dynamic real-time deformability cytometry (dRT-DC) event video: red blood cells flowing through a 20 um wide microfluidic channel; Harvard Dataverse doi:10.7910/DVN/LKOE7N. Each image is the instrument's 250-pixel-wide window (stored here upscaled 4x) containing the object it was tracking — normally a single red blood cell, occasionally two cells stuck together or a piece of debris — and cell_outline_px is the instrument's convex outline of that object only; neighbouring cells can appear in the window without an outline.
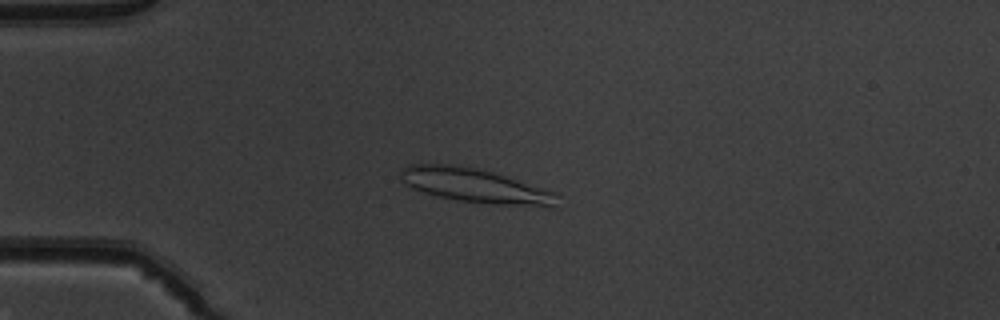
{"species": "common noctule bat (a hibernating species)", "species_latin": "Nyctalus noctula", "temperature_condition": "warm", "stored_images_in_passage": 49, "camera_frame_rate_fps": 3000, "um_per_image_px": 0.085, "animal": {"sex": "male", "body_mass_g": 19.5, "forearm_length_mm": 54.6}, "frame": {"image": 1, "passage_image": 12, "time_ms": 3.667, "image_size_px": [1000, 320], "cell_outline_px": [[560, 196], [556, 208], [492, 204], [456, 200], [424, 192], [412, 188], [400, 180], [400, 168], [412, 164], [456, 164], [476, 168], [492, 172], [544, 188], [556, 192]], "centroid_in_image_um": [40.44, 15.79], "position_along_channel_um": 44.6, "area_um2": 31.5}}
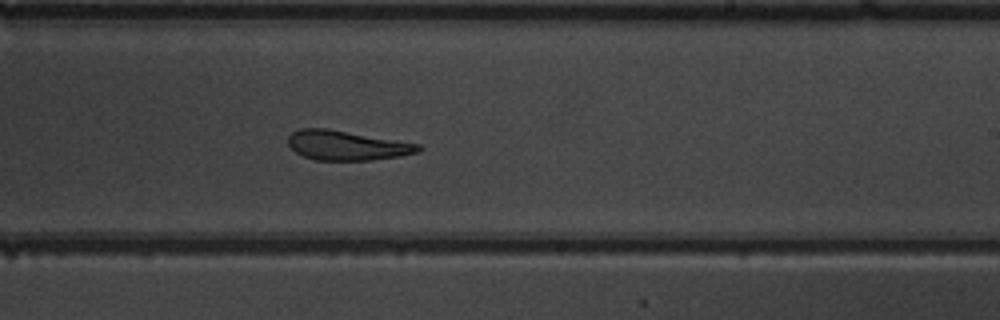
{"frame": {"image": 2, "passage_image": 30, "time_ms": 9.667, "image_size_px": [1000, 320], "cell_outline_px": [[424, 148], [416, 152], [400, 156], [372, 160], [316, 160], [304, 156], [296, 152], [288, 144], [288, 136], [292, 132], [300, 128], [328, 128], [420, 144]], "centroid_in_image_um": [29.47, 12.35], "position_along_channel_um": 259.5, "area_um2": 22.43}}
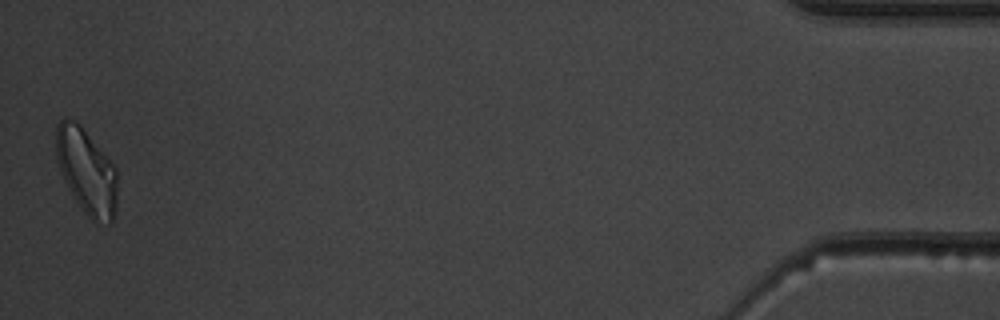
{"frame": {"image": 3, "passage_image": 49, "time_ms": 16.0, "image_size_px": [1000, 320], "cell_outline_px": [[116, 208], [112, 220], [108, 224], [92, 220], [88, 216], [76, 200], [60, 168], [56, 156], [56, 124], [64, 116], [76, 120], [80, 124], [116, 168]], "centroid_in_image_um": [7.35, 14.5], "position_along_channel_um": 427.8, "area_um2": 29.88}, "authors_computed_cell_mechanics": {"area_um2": 25.3164, "velocity_mm_per_s": 3.999, "shape_relaxation_time_tau1_ms": null, "shape_relaxation_time_tau2_ms": 4.8354, "deformation_change_tau1": null, "deformation_change_tau2": 0.1425}}